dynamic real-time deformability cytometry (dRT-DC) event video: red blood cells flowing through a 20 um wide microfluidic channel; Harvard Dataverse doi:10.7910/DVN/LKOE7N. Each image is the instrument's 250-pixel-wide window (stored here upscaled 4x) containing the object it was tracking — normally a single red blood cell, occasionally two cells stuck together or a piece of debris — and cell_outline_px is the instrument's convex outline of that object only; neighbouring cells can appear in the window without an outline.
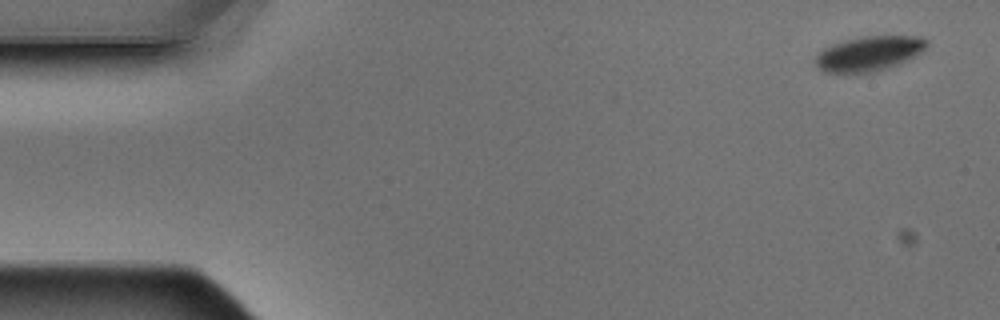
{"species": "Egyptian fruit bat (a non-hibernating species)", "species_latin": "Rousettus aegyptiacus", "temperature_condition": "warm", "stored_images_in_passage": 5, "camera_frame_rate_fps": 3000, "um_per_image_px": 0.085, "animal": {"sex": "male"}, "frame": {"image": 1, "passage_image": 1, "time_ms": 0.0, "image_size_px": [1000, 320], "cell_outline_px": [[928, 48], [916, 56], [900, 64], [888, 68], [872, 72], [820, 72], [812, 60], [824, 48], [832, 44], [864, 36], [924, 36], [928, 40]], "centroid_in_image_um": [73.9, 4.55], "position_along_channel_um": 11.1, "area_um2": 22.83}}
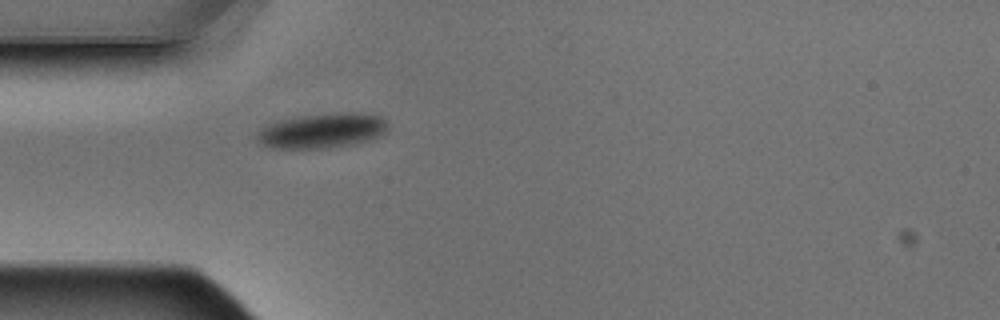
{"frame": {"image": 2, "passage_image": 5, "time_ms": 1.333, "image_size_px": [1000, 320], "cell_outline_px": [[388, 132], [356, 144], [328, 148], [272, 148], [260, 144], [256, 140], [256, 132], [260, 128], [268, 124], [280, 120], [304, 116], [340, 112], [360, 112], [380, 116], [388, 124]], "centroid_in_image_um": [27.38, 11.11], "position_along_channel_um": 57.6, "area_um2": 26.76}}